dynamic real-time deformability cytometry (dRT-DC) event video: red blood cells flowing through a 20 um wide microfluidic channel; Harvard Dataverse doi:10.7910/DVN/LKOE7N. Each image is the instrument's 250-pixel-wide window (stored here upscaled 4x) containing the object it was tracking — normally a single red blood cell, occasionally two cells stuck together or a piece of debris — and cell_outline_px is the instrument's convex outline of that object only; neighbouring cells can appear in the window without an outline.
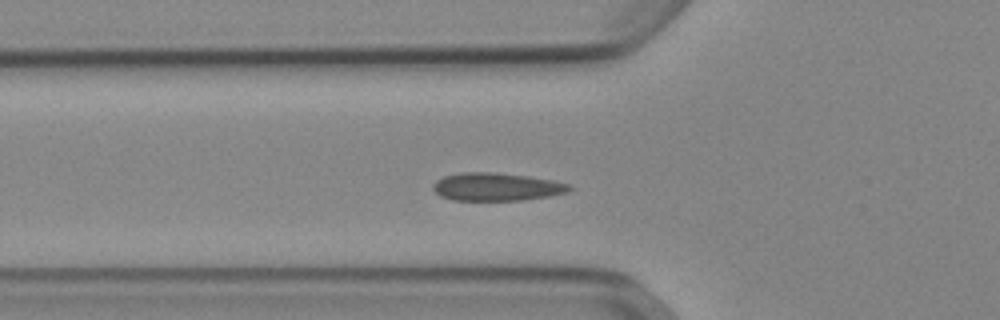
{"species": "Egyptian fruit bat (a non-hibernating species)", "species_latin": "Rousettus aegyptiacus", "temperature_condition": "cold", "stored_images_in_passage": 50, "camera_frame_rate_fps": 3000, "um_per_image_px": 0.085, "animal": {"sex": "female"}, "frame": {"image": 1, "passage_image": 15, "time_ms": 4.667, "image_size_px": [1000, 320], "cell_outline_px": [[572, 188], [568, 192], [548, 196], [524, 200], [452, 200], [440, 196], [432, 188], [432, 184], [436, 180], [444, 176], [460, 172], [492, 172], [528, 176], [552, 180], [572, 184]], "centroid_in_image_um": [42.2, 15.87], "position_along_channel_um": 83.6, "area_um2": 22.31}, "authors_computed_cell_mechanics": {"area_um2": 21.2704, "velocity_mm_per_s": 3.8465, "shape_relaxation_time_tau1_ms": null, "shape_relaxation_time_tau2_ms": 2.0555, "deformation_change_tau1": null, "deformation_change_tau2": 0.0347}}